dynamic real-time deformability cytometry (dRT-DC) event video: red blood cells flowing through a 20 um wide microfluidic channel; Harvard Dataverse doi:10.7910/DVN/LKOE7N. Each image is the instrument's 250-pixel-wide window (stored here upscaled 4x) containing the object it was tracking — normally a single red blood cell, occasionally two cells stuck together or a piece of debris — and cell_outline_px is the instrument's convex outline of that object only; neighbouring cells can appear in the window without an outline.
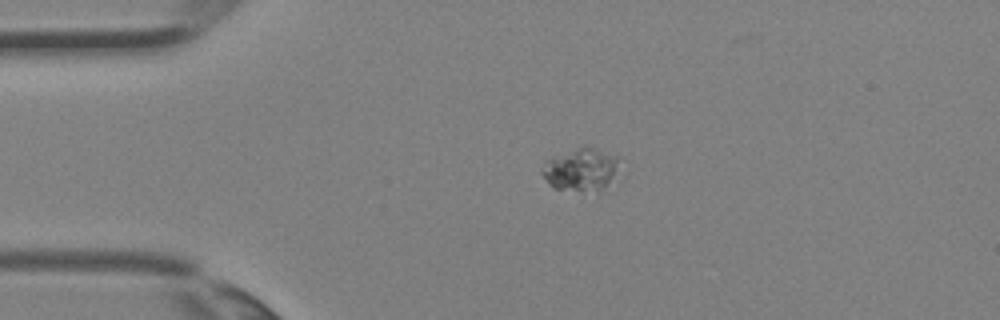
{"species": "Egyptian fruit bat (a non-hibernating species)", "species_latin": "Rousettus aegyptiacus", "temperature_condition": "room temperature", "stored_images_in_passage": 2, "camera_frame_rate_fps": 3000, "um_per_image_px": 0.085, "animal": {"sex": "female"}, "frame": {"image": 1, "passage_image": 1, "time_ms": 0.0, "image_size_px": [1000, 320], "cell_outline_px": [[616, 160], [612, 172], [604, 188], [596, 192], [552, 188], [548, 184], [540, 172], [540, 168], [544, 160], [584, 144], [596, 148], [616, 156]], "centroid_in_image_um": [49.22, 14.39], "position_along_channel_um": 35.8, "area_um2": 18.96}}